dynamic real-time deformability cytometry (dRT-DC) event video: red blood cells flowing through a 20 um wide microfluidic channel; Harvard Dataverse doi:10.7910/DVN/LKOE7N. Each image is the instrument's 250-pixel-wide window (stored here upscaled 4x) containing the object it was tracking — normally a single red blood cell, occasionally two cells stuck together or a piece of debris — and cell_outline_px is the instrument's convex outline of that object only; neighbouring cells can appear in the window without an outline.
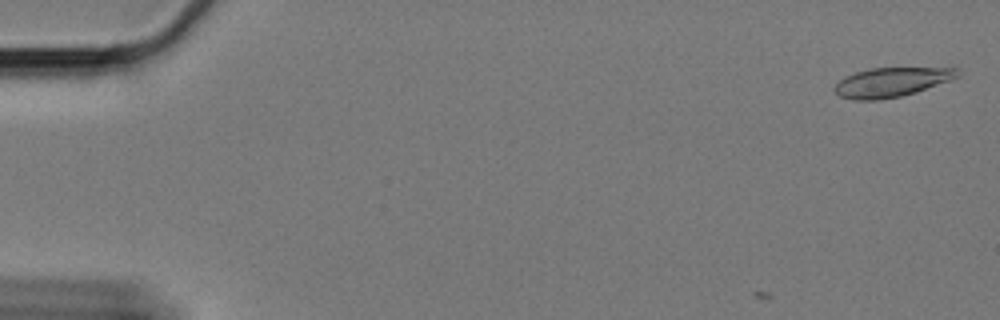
{"species": "Egyptian fruit bat (a non-hibernating species)", "species_latin": "Rousettus aegyptiacus", "temperature_condition": "cold", "stored_images_in_passage": 2, "camera_frame_rate_fps": 3000, "um_per_image_px": 0.085, "animal": {"sex": "female"}, "frame": {"image": 1, "passage_image": 2, "time_ms": 0.333, "image_size_px": [1000, 320], "cell_outline_px": [[960, 76], [916, 92], [900, 96], [880, 100], [852, 100], [840, 96], [832, 88], [840, 80], [856, 72], [868, 68], [956, 68]], "centroid_in_image_um": [75.74, 6.99], "position_along_channel_um": 9.3, "area_um2": 20.75}}